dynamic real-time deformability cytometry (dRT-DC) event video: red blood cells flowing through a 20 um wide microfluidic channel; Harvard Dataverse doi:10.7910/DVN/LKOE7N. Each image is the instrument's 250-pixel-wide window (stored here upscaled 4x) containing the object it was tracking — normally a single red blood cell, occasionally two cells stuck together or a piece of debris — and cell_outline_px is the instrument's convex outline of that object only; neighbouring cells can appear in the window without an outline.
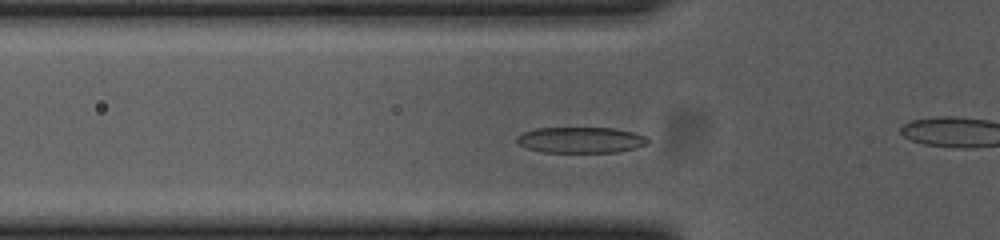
{"species": "common noctule bat (a hibernating species)", "species_latin": "Nyctalus noctula", "temperature_condition": "cold", "stored_images_in_passage": 41, "camera_frame_rate_fps": 3000, "um_per_image_px": 0.085, "animal": {"sex": "female", "body_mass_g": 23.0, "forearm_length_mm": 53.4}, "frame": {"image": 1, "passage_image": 3, "time_ms": 0.667, "image_size_px": [1000, 240], "cell_outline_px": [[648, 144], [636, 148], [616, 152], [540, 152], [528, 148], [520, 144], [516, 140], [516, 136], [524, 132], [536, 128], [616, 128], [648, 136]], "centroid_in_image_um": [49.39, 11.9], "position_along_channel_um": 76.4, "area_um2": 19.83}}
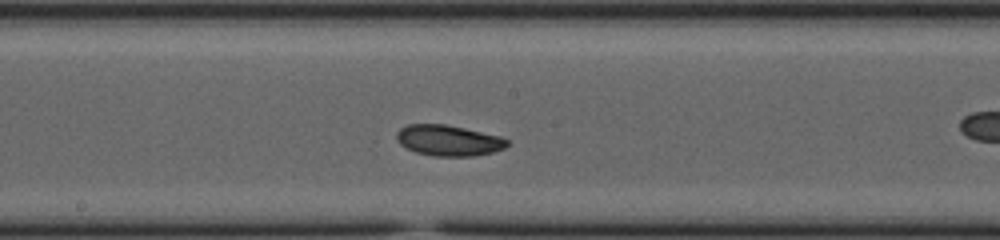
{"frame": {"image": 2, "passage_image": 14, "time_ms": 4.333, "image_size_px": [1000, 240], "cell_outline_px": [[508, 144], [504, 148], [492, 152], [472, 156], [432, 156], [416, 152], [400, 144], [396, 140], [396, 132], [400, 128], [408, 124], [444, 124], [464, 128], [500, 136], [508, 140]], "centroid_in_image_um": [38.09, 11.93], "position_along_channel_um": 210.1, "area_um2": 19.77}}
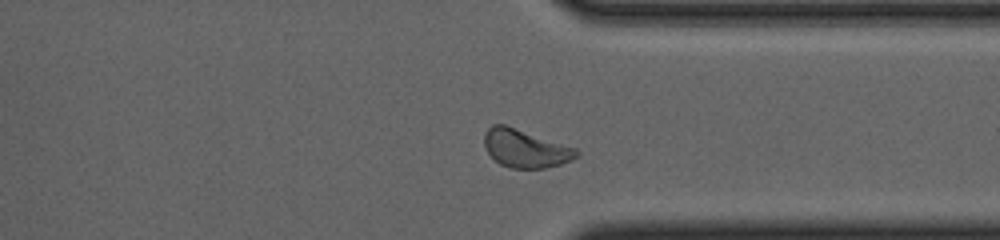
{"frame": {"image": 3, "passage_image": 27, "time_ms": 8.667, "image_size_px": [1000, 240], "cell_outline_px": [[580, 156], [572, 160], [560, 164], [544, 168], [512, 168], [500, 164], [488, 152], [484, 144], [484, 132], [492, 124], [504, 124], [576, 148], [580, 152]], "centroid_in_image_um": [44.67, 12.62], "position_along_channel_um": 366.7, "area_um2": 20.35}, "authors_computed_cell_mechanics": {"area_um2": 20.1722, "velocity_mm_per_s": 3.6377, "shape_relaxation_time_tau1_ms": 2.2586, "shape_relaxation_time_tau2_ms": 4.4136, "deformation_change_tau1": 0.1145, "deformation_change_tau2": 0.0872}}